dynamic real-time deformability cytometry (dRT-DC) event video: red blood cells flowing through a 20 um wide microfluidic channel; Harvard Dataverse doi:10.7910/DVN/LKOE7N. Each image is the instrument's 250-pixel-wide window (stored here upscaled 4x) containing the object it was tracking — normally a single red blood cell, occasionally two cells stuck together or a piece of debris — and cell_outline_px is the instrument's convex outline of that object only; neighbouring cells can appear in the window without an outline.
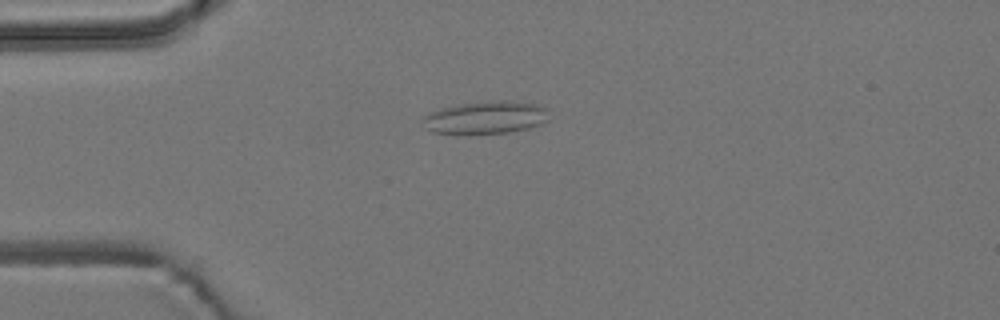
{"species": "common noctule bat (a hibernating species)", "species_latin": "Nyctalus noctula", "temperature_condition": "room temperature", "stored_images_in_passage": 7, "camera_frame_rate_fps": 3000, "um_per_image_px": 0.085, "animal": {"sex": "male", "body_mass_g": 19.2, "forearm_length_mm": 51.8}, "frame": {"image": 1, "passage_image": 7, "time_ms": 7.333, "image_size_px": [1000, 320], "cell_outline_px": [[548, 120], [540, 124], [528, 128], [508, 132], [432, 132], [424, 128], [420, 120], [420, 116], [428, 112], [440, 108], [460, 104], [496, 100], [504, 100], [540, 104], [544, 108]], "centroid_in_image_um": [41.21, 9.96], "position_along_channel_um": 43.8, "area_um2": 23.7}}